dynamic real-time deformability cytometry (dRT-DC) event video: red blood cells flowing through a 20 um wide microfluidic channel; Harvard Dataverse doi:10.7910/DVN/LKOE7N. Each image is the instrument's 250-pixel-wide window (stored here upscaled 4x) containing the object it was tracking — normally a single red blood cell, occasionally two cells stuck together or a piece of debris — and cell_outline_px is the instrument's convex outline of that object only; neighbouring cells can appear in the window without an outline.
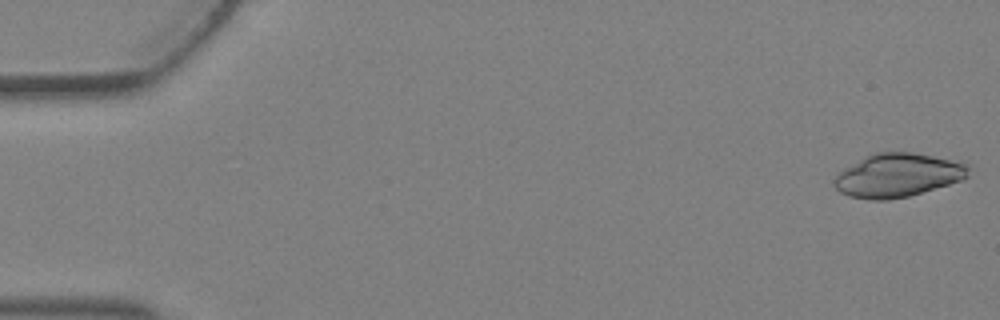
{"species": "Egyptian fruit bat (a non-hibernating species)", "species_latin": "Rousettus aegyptiacus", "temperature_condition": "warm", "stored_images_in_passage": 3, "camera_frame_rate_fps": 3000, "um_per_image_px": 0.085, "animal": {"sex": "female"}, "frame": {"image": 1, "passage_image": 1, "time_ms": 0.0, "image_size_px": [1000, 320], "cell_outline_px": [[968, 176], [964, 180], [908, 196], [888, 200], [868, 200], [848, 196], [840, 192], [832, 184], [832, 180], [844, 168], [876, 152], [912, 152], [932, 156], [968, 164]], "centroid_in_image_um": [76.29, 14.92], "position_along_channel_um": 8.7, "area_um2": 33.93}}